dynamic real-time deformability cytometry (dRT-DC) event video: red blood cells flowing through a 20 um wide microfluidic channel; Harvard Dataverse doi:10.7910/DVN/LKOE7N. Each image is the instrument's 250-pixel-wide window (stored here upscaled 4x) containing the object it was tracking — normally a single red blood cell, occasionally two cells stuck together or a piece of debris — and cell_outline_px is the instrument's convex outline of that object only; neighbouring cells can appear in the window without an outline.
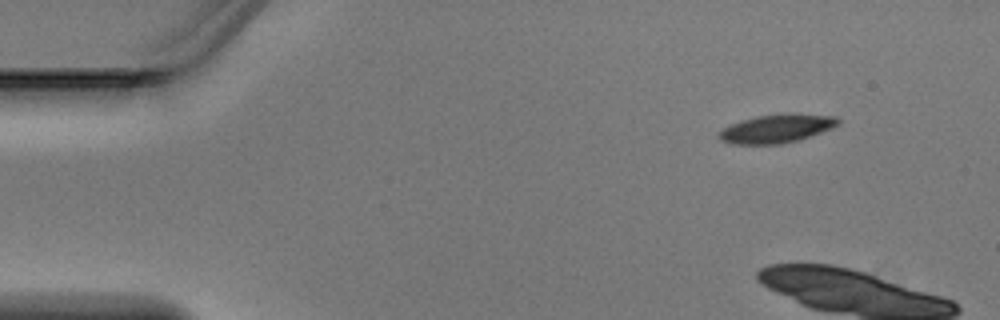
{"species": "Egyptian fruit bat (a non-hibernating species)", "species_latin": "Rousettus aegyptiacus", "temperature_condition": "warm", "stored_images_in_passage": 5, "camera_frame_rate_fps": 3000, "um_per_image_px": 0.085, "animal": {"sex": "male"}, "frame": {"image": 1, "passage_image": 1, "time_ms": 0.0, "image_size_px": [1000, 320], "cell_outline_px": [[840, 124], [832, 128], [796, 140], [780, 144], [732, 144], [720, 140], [720, 132], [724, 128], [740, 120], [756, 116], [788, 112], [792, 112], [836, 116], [840, 120]], "centroid_in_image_um": [66.05, 10.9], "position_along_channel_um": 19.0, "area_um2": 19.83}}
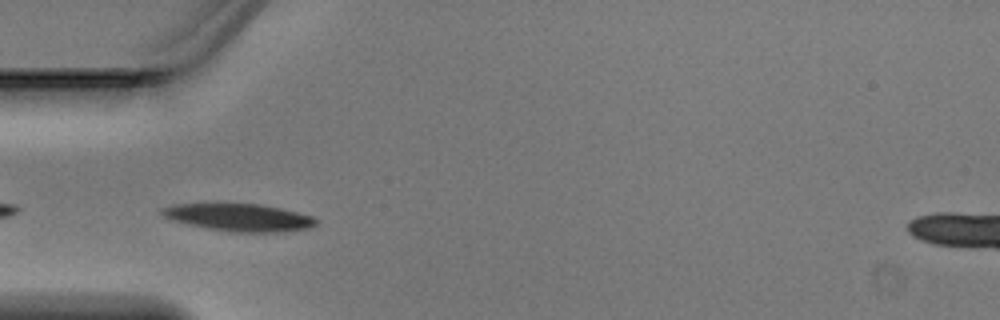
{"frame": {"image": 2, "passage_image": 4, "time_ms": 1.0, "image_size_px": [1000, 320], "cell_outline_px": [[316, 224], [308, 228], [280, 232], [232, 232], [208, 228], [172, 220], [164, 216], [160, 212], [160, 208], [172, 204], [208, 200], [220, 200], [260, 204], [280, 208], [312, 216], [316, 220]], "centroid_in_image_um": [20.19, 18.41], "position_along_channel_um": 64.8, "area_um2": 25.78}}
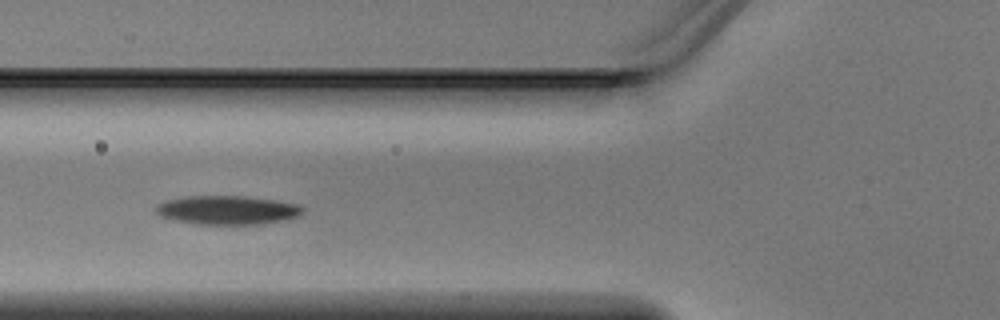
{"frame": {"image": 3, "passage_image": 5, "time_ms": 1.333, "image_size_px": [1000, 320], "cell_outline_px": [[304, 208], [296, 216], [280, 220], [260, 224], [196, 224], [172, 220], [160, 216], [156, 212], [156, 208], [160, 204], [168, 200], [188, 196], [244, 196], [276, 200], [296, 204]], "centroid_in_image_um": [19.28, 17.85], "position_along_channel_um": 106.5, "area_um2": 24.28}}